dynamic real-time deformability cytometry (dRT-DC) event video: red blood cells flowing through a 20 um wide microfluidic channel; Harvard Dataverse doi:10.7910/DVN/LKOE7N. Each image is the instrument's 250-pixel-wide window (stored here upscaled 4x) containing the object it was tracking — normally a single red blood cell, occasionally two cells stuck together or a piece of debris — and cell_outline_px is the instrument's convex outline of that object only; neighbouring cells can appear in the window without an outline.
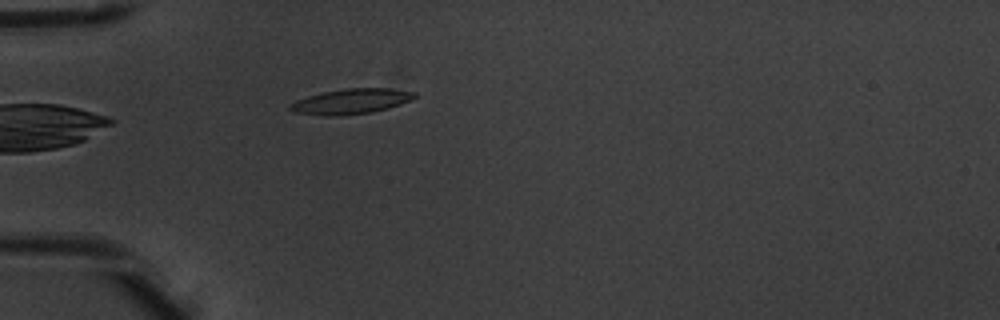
{"species": "common noctule bat (a hibernating species)", "species_latin": "Nyctalus noctula", "temperature_condition": "warm", "stored_images_in_passage": 3, "camera_frame_rate_fps": 3000, "um_per_image_px": 0.085, "animal": {"sex": "male", "body_mass_g": 20.1, "forearm_length_mm": 53.5}, "frame": {"image": 1, "passage_image": 3, "time_ms": 0.667, "image_size_px": [1000, 320], "cell_outline_px": [[416, 96], [400, 104], [388, 108], [372, 112], [340, 116], [328, 116], [296, 112], [288, 108], [288, 104], [296, 100], [308, 96], [324, 92], [344, 88], [388, 88], [416, 92]], "centroid_in_image_um": [29.82, 8.61], "position_along_channel_um": 55.2, "area_um2": 18.15}}